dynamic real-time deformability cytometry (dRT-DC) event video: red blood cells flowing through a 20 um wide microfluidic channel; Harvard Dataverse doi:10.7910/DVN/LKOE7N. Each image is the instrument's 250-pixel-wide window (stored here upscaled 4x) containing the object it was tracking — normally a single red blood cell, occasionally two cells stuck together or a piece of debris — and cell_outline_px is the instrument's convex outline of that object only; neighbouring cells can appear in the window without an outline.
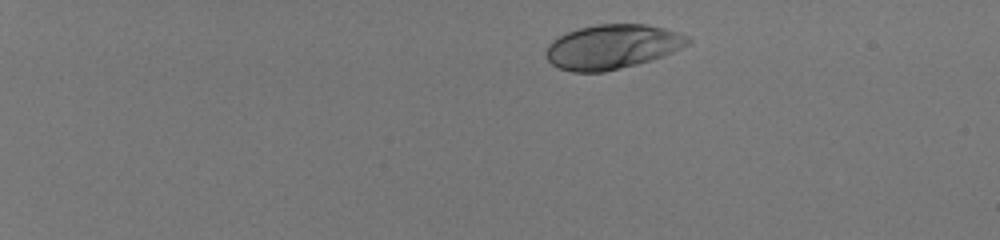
{"species": "human", "species_latin": "Homo sapiens", "temperature_condition": "room temperature", "stored_images_in_passage": 44, "camera_frame_rate_fps": 3000, "um_per_image_px": 0.085, "donor": {"sex": "male"}, "frame": {"image": 1, "passage_image": 1, "time_ms": 0.0, "image_size_px": [1000, 240], "cell_outline_px": [[692, 40], [688, 44], [672, 52], [636, 64], [604, 72], [572, 72], [560, 68], [552, 64], [544, 56], [544, 52], [548, 44], [552, 40], [568, 32], [580, 28], [596, 24], [644, 24], [664, 28], [688, 36]], "centroid_in_image_um": [52.0, 3.97], "position_along_channel_um": 33.0, "area_um2": 36.47}}
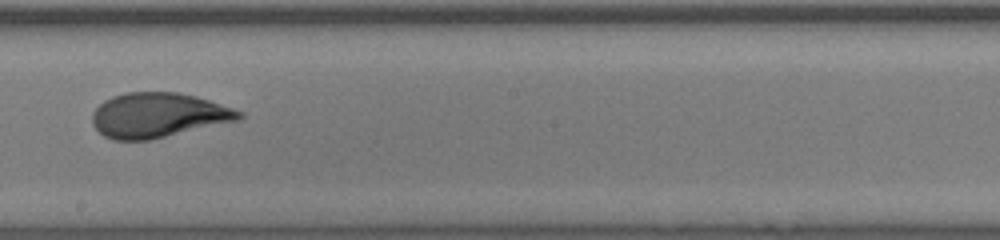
{"frame": {"image": 2, "passage_image": 26, "time_ms": 8.333, "image_size_px": [1000, 240], "cell_outline_px": [[244, 116], [240, 120], [148, 140], [112, 140], [104, 136], [92, 124], [92, 112], [104, 100], [112, 96], [128, 92], [176, 92], [196, 96], [244, 112]], "centroid_in_image_um": [13.44, 9.79], "position_along_channel_um": 234.8, "area_um2": 38.21}}
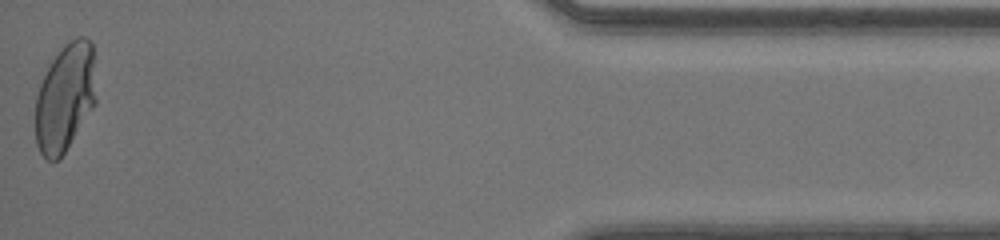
{"frame": {"image": 3, "passage_image": 44, "time_ms": 14.333, "image_size_px": [1000, 240], "cell_outline_px": [[96, 104], [60, 160], [48, 160], [40, 152], [36, 144], [36, 96], [40, 84], [52, 60], [64, 44], [68, 40], [76, 36], [84, 36], [92, 44], [96, 100]], "centroid_in_image_um": [5.54, 8.3], "position_along_channel_um": 429.7, "area_um2": 38.26}, "authors_computed_cell_mechanics": {"area_um2": 38.0035, "velocity_mm_per_s": 4.1258, "shape_relaxation_time_tau1_ms": 6.6353, "shape_relaxation_time_tau2_ms": null, "deformation_change_tau1": 0.261, "deformation_change_tau2": null}}